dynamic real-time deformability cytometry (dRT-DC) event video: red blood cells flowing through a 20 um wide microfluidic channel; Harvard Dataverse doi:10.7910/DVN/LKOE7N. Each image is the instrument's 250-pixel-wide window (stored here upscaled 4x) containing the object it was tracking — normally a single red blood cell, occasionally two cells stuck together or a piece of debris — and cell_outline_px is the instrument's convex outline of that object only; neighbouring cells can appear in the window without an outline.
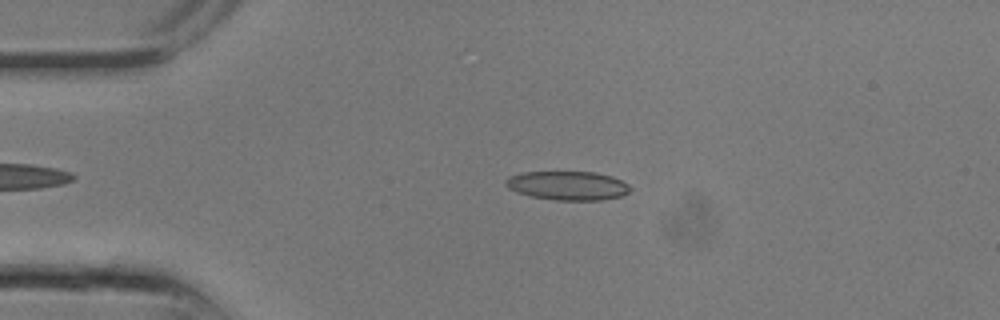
{"species": "common noctule bat (a hibernating species)", "species_latin": "Nyctalus noctula", "temperature_condition": "room temperature", "stored_images_in_passage": 7, "camera_frame_rate_fps": 3000, "um_per_image_px": 0.085, "animal": {"sex": "male", "body_mass_g": 13.3}, "frame": {"image": 1, "passage_image": 5, "time_ms": 1.333, "image_size_px": [1000, 320], "cell_outline_px": [[632, 188], [628, 192], [620, 196], [604, 200], [556, 200], [532, 196], [516, 192], [508, 188], [504, 184], [504, 180], [508, 176], [524, 172], [596, 172], [612, 176], [628, 184]], "centroid_in_image_um": [48.24, 15.77], "position_along_channel_um": 36.8, "area_um2": 21.04}}